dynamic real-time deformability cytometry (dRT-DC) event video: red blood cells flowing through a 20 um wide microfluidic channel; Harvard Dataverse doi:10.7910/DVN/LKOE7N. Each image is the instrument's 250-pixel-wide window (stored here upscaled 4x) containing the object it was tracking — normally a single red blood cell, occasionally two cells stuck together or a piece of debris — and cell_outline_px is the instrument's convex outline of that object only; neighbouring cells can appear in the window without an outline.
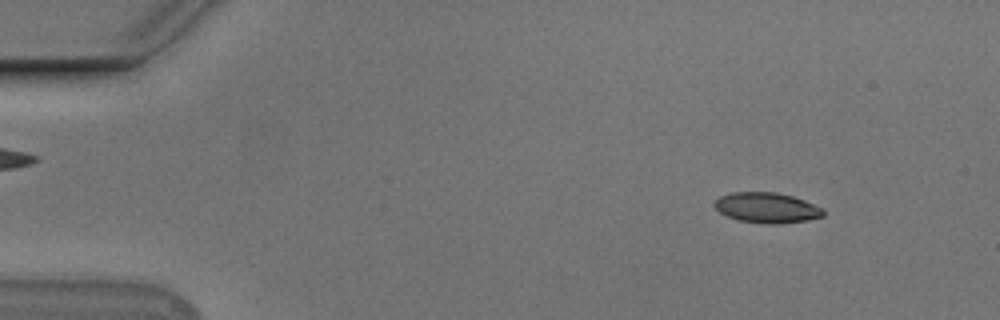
{"species": "Egyptian fruit bat (a non-hibernating species)", "species_latin": "Rousettus aegyptiacus", "temperature_condition": "cold", "stored_images_in_passage": 54, "camera_frame_rate_fps": 3000, "um_per_image_px": 0.085, "animal": {"sex": "male"}, "frame": {"image": 1, "passage_image": 6, "time_ms": 1.667, "image_size_px": [1000, 320], "cell_outline_px": [[824, 216], [808, 220], [776, 224], [768, 224], [740, 220], [728, 216], [720, 212], [712, 204], [720, 196], [732, 192], [776, 192], [792, 196], [804, 200], [820, 208], [824, 212]], "centroid_in_image_um": [65.16, 17.65], "position_along_channel_um": 19.8, "area_um2": 19.02}}
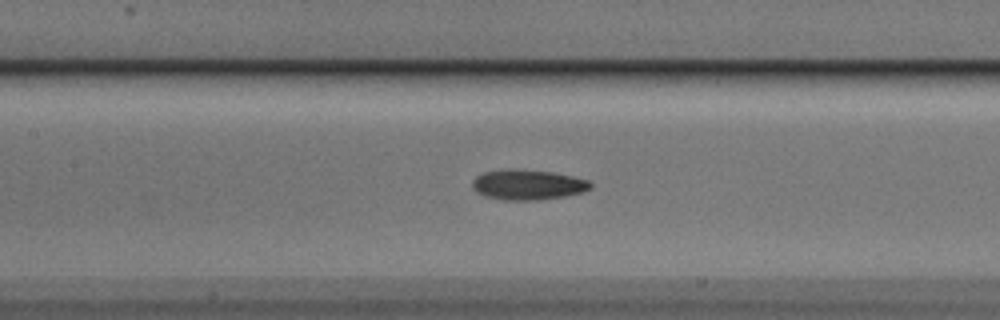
{"frame": {"image": 2, "passage_image": 25, "time_ms": 8.0, "image_size_px": [1000, 320], "cell_outline_px": [[592, 188], [584, 192], [564, 196], [536, 200], [504, 200], [488, 196], [476, 192], [472, 188], [472, 180], [476, 176], [484, 172], [508, 168], [512, 168], [552, 172], [572, 176], [588, 180], [592, 184]], "centroid_in_image_um": [44.86, 15.69], "position_along_channel_um": 162.5, "area_um2": 20.87}}
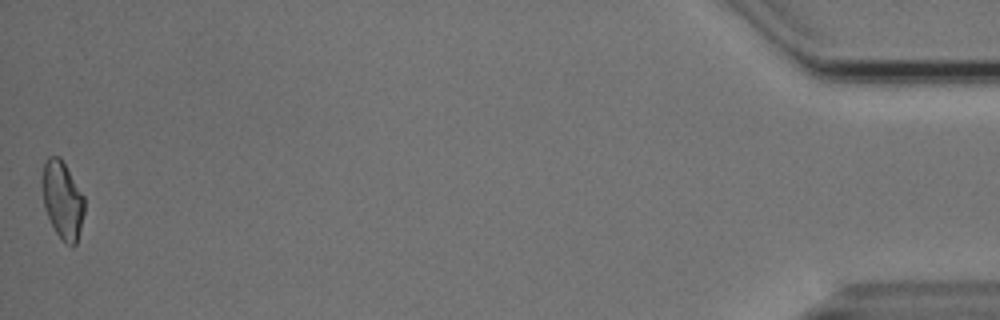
{"frame": {"image": 3, "passage_image": 54, "time_ms": 17.667, "image_size_px": [1000, 320], "cell_outline_px": [[84, 212], [76, 244], [72, 248], [56, 232], [48, 216], [44, 204], [40, 180], [44, 164], [48, 156], [60, 156], [84, 196]], "centroid_in_image_um": [5.29, 16.95], "position_along_channel_um": 429.9, "area_um2": 18.96}, "authors_computed_cell_mechanics": {"area_um2": 19.652, "velocity_mm_per_s": 3.7584, "shape_relaxation_time_tau1_ms": 6.913, "shape_relaxation_time_tau2_ms": 4.2885, "deformation_change_tau1": 0.1647, "deformation_change_tau2": 0.1038}}